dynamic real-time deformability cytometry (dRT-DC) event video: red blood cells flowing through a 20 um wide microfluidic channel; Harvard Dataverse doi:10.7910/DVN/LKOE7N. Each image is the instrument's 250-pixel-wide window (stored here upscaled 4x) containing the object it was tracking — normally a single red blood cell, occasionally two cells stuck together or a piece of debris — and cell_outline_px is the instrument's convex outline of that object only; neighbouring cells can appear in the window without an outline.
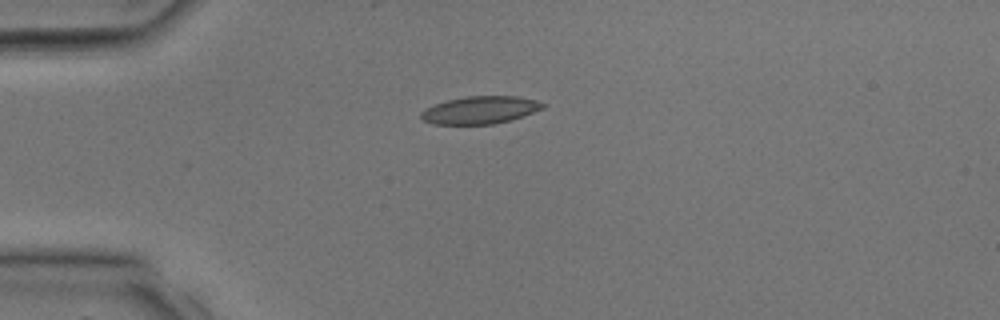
{"species": "common noctule bat (a hibernating species)", "species_latin": "Nyctalus noctula", "temperature_condition": "room temperature", "stored_images_in_passage": 26, "camera_frame_rate_fps": 3000, "um_per_image_px": 0.085, "animal": {"sex": "male", "body_mass_g": 17.9, "forearm_length_mm": 54.2}, "frame": {"image": 1, "passage_image": 1, "time_ms": 0.0, "image_size_px": [1000, 320], "cell_outline_px": [[548, 104], [544, 108], [512, 120], [492, 124], [432, 124], [424, 120], [420, 116], [420, 112], [424, 108], [448, 100], [468, 96], [516, 96], [536, 100]], "centroid_in_image_um": [40.83, 9.35], "position_along_channel_um": 44.2, "area_um2": 19.59}}
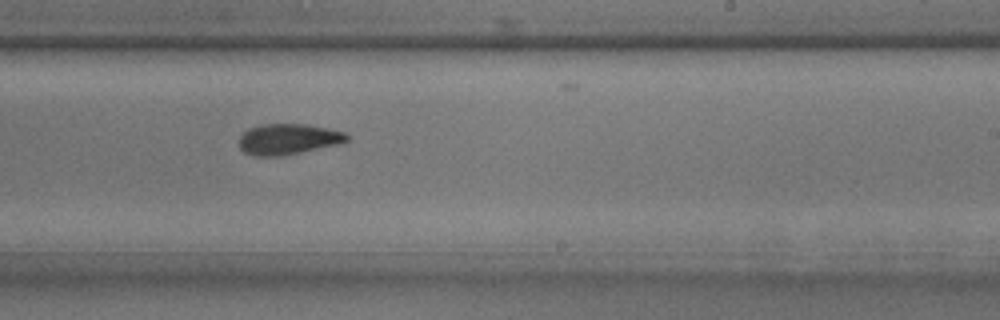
{"frame": {"image": 2, "passage_image": 13, "time_ms": 4.0, "image_size_px": [1000, 320], "cell_outline_px": [[352, 136], [348, 140], [340, 144], [300, 152], [276, 156], [252, 156], [244, 152], [240, 148], [240, 136], [248, 128], [260, 124], [308, 124], [348, 132]], "centroid_in_image_um": [24.54, 11.81], "position_along_channel_um": 264.5, "area_um2": 19.54}}
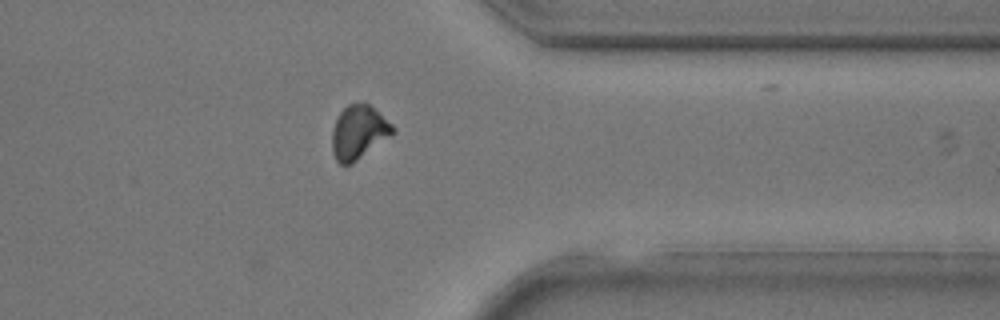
{"frame": {"image": 3, "passage_image": 19, "time_ms": 6.0, "image_size_px": [1000, 320], "cell_outline_px": [[396, 132], [352, 164], [340, 164], [336, 160], [332, 152], [332, 128], [340, 112], [348, 104], [368, 104], [392, 124], [396, 128]], "centroid_in_image_um": [30.48, 11.27], "position_along_channel_um": 380.9, "area_um2": 18.84}}